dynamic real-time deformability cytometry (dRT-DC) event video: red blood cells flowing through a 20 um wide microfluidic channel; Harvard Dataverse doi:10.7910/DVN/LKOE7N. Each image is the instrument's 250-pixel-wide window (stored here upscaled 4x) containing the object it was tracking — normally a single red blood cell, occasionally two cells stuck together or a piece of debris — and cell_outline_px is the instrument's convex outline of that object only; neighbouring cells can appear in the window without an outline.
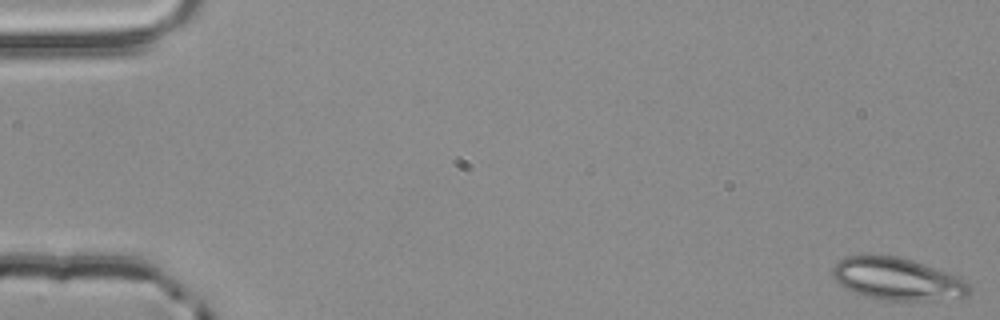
{"species": "common noctule bat (a hibernating species)", "species_latin": "Nyctalus noctula", "temperature_condition": "room temperature", "stored_images_in_passage": 9, "camera_frame_rate_fps": 3000, "um_per_image_px": 0.085, "animal": {"sex": "male", "body_mass_g": 20.4}, "frame": {"image": 1, "passage_image": 1, "time_ms": 0.0, "image_size_px": [1000, 320], "cell_outline_px": [[972, 292], [968, 296], [936, 300], [876, 300], [864, 296], [844, 288], [832, 276], [832, 268], [844, 256], [868, 252], [896, 256], [912, 260], [924, 264], [956, 276], [964, 280], [972, 288]], "centroid_in_image_um": [76.21, 23.69], "position_along_channel_um": 8.8, "area_um2": 34.33}}